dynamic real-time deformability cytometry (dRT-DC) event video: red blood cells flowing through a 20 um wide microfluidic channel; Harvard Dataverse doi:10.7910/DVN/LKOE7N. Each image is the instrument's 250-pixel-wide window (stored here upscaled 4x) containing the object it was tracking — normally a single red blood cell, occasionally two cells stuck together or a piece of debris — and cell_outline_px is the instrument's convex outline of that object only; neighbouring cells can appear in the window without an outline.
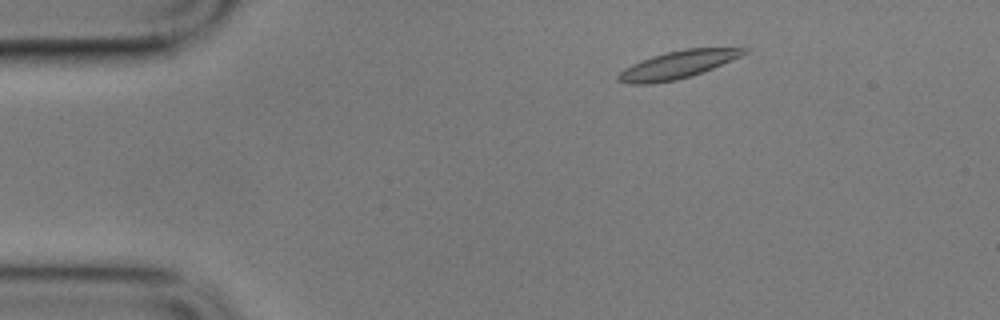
{"species": "common noctule bat (a hibernating species)", "species_latin": "Nyctalus noctula", "temperature_condition": "cold", "stored_images_in_passage": 56, "camera_frame_rate_fps": 3000, "um_per_image_px": 0.085, "animal": {"sex": "male", "body_mass_g": 17.9}, "frame": {"image": 1, "passage_image": 7, "time_ms": 2.0, "image_size_px": [1000, 320], "cell_outline_px": [[748, 52], [740, 56], [712, 68], [676, 80], [652, 84], [632, 84], [616, 80], [616, 76], [624, 68], [640, 60], [664, 52], [688, 48], [748, 48]], "centroid_in_image_um": [57.53, 5.5], "position_along_channel_um": 27.5, "area_um2": 20.0}}
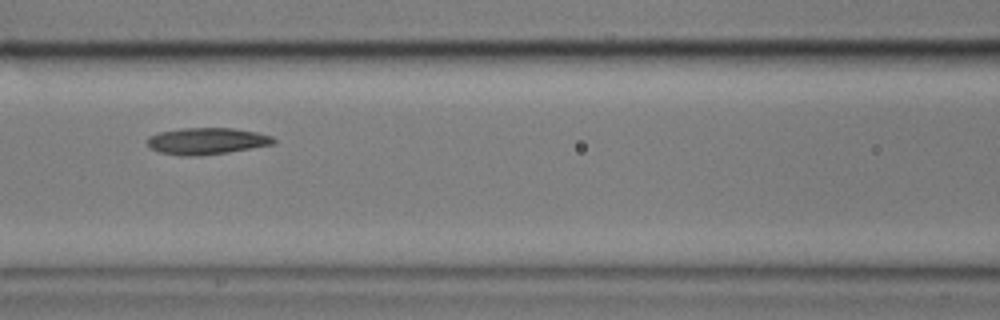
{"frame": {"image": 2, "passage_image": 23, "time_ms": 7.333, "image_size_px": [1000, 320], "cell_outline_px": [[276, 144], [228, 152], [200, 156], [180, 156], [160, 152], [152, 148], [148, 144], [148, 136], [160, 132], [180, 128], [232, 128], [256, 132], [272, 136], [276, 140]], "centroid_in_image_um": [17.6, 11.99], "position_along_channel_um": 149.0, "area_um2": 19.65}}
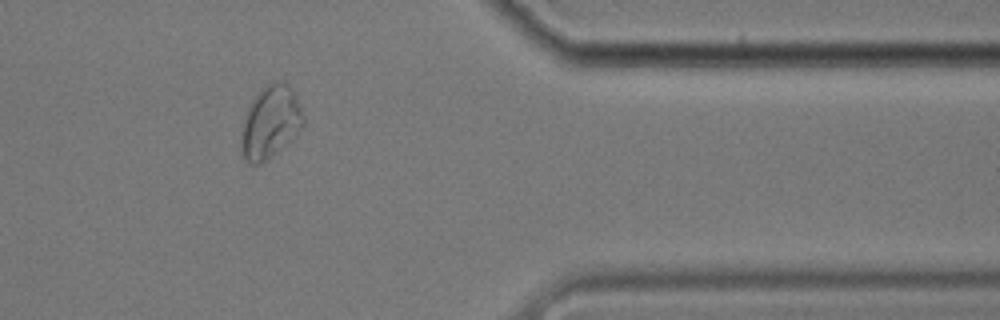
{"frame": {"image": 3, "passage_image": 46, "time_ms": 15.0, "image_size_px": [1000, 320], "cell_outline_px": [[304, 124], [296, 136], [260, 164], [248, 164], [240, 148], [240, 140], [244, 120], [248, 104], [264, 84], [272, 80], [276, 80], [288, 84], [296, 92], [304, 116]], "centroid_in_image_um": [22.99, 10.33], "position_along_channel_um": 388.4, "area_um2": 26.65}, "authors_computed_cell_mechanics": {"area_um2": 19.9988, "velocity_mm_per_s": 3.3853, "shape_relaxation_time_tau1_ms": 4.1595, "shape_relaxation_time_tau2_ms": 4.2362, "deformation_change_tau1": 0.1232, "deformation_change_tau2": 0.0926}}